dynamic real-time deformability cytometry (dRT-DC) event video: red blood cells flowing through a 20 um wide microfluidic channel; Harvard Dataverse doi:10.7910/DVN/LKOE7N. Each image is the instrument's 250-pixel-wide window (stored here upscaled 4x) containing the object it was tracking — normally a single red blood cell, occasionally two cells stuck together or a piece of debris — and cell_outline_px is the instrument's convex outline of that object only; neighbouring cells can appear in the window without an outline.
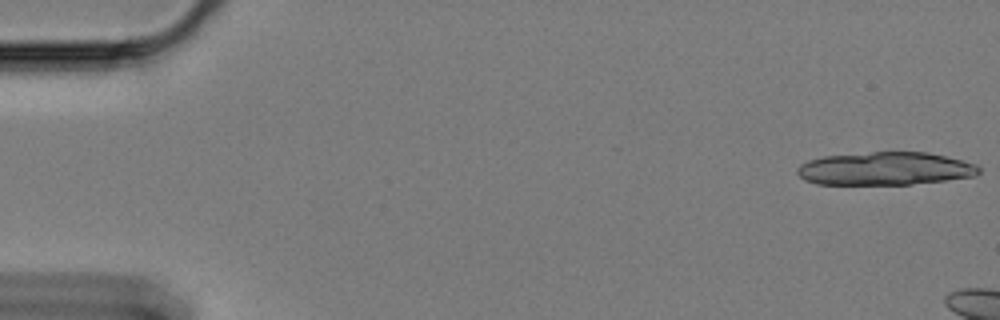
{"species": "Egyptian fruit bat (a non-hibernating species)", "species_latin": "Rousettus aegyptiacus", "temperature_condition": "cold", "stored_images_in_passage": 7, "camera_frame_rate_fps": 3000, "um_per_image_px": 0.085, "animal": {"sex": "female"}, "frame": {"image": 1, "passage_image": 1, "time_ms": 0.0, "image_size_px": [1000, 320], "cell_outline_px": [[980, 172], [976, 176], [912, 184], [816, 184], [804, 180], [796, 172], [796, 168], [800, 164], [808, 160], [824, 156], [872, 152], [928, 152], [976, 164], [980, 168]], "centroid_in_image_um": [75.21, 14.33], "position_along_channel_um": 9.8, "area_um2": 34.91}}